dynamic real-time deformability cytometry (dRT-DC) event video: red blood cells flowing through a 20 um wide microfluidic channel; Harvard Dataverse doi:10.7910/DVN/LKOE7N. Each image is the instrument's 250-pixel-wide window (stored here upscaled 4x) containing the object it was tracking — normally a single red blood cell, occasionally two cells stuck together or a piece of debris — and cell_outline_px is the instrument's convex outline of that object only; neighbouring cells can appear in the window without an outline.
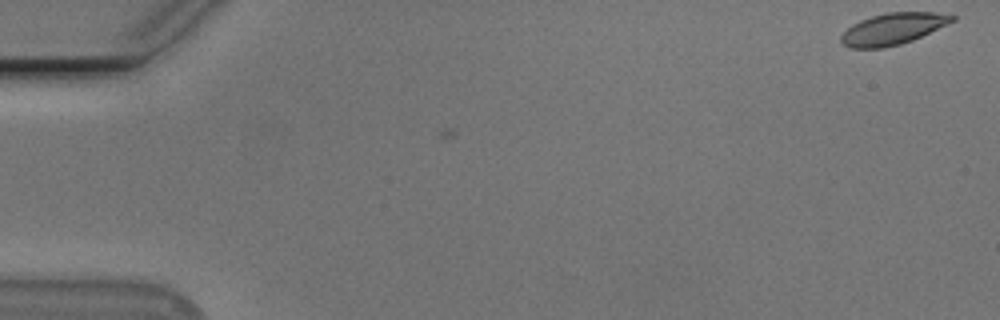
{"species": "Egyptian fruit bat (a non-hibernating species)", "species_latin": "Rousettus aegyptiacus", "temperature_condition": "cold", "stored_images_in_passage": 3, "camera_frame_rate_fps": 3000, "um_per_image_px": 0.085, "animal": {"sex": "male"}, "frame": {"image": 1, "passage_image": 1, "time_ms": 0.0, "image_size_px": [1000, 320], "cell_outline_px": [[956, 20], [912, 40], [900, 44], [884, 48], [848, 48], [840, 44], [840, 36], [852, 24], [860, 20], [872, 16], [888, 12], [932, 12], [956, 16]], "centroid_in_image_um": [75.85, 2.46], "position_along_channel_um": 9.2, "area_um2": 20.35}}